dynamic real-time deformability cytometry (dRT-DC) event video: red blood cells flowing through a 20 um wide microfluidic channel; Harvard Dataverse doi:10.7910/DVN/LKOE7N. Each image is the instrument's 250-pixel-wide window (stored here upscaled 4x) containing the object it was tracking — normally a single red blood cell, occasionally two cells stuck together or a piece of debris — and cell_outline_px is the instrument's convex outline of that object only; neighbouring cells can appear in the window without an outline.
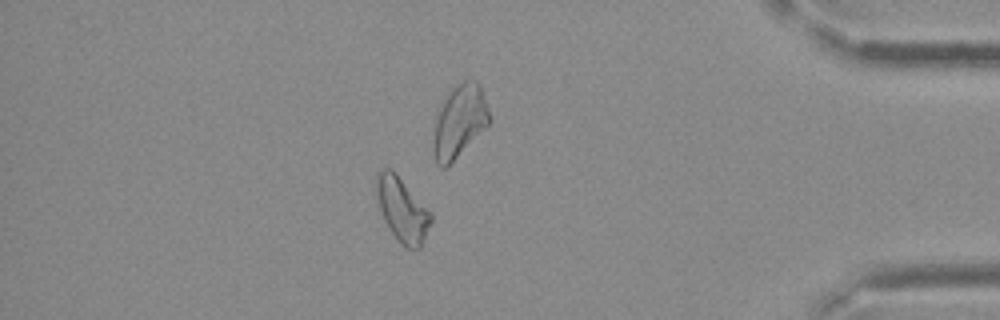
{"species": "Egyptian fruit bat (a non-hibernating species)", "species_latin": "Rousettus aegyptiacus", "temperature_condition": "cold", "stored_images_in_passage": 38, "camera_frame_rate_fps": 3000, "um_per_image_px": 0.085, "frame": {"image": 1, "passage_image": 33, "time_ms": 10.667, "image_size_px": [1000, 320], "cell_outline_px": [[432, 220], [420, 248], [404, 248], [400, 244], [384, 220], [376, 196], [376, 172], [384, 168], [392, 168], [396, 172], [432, 212]], "centroid_in_image_um": [34.19, 17.78], "position_along_channel_um": 401.0, "area_um2": 20.52}}